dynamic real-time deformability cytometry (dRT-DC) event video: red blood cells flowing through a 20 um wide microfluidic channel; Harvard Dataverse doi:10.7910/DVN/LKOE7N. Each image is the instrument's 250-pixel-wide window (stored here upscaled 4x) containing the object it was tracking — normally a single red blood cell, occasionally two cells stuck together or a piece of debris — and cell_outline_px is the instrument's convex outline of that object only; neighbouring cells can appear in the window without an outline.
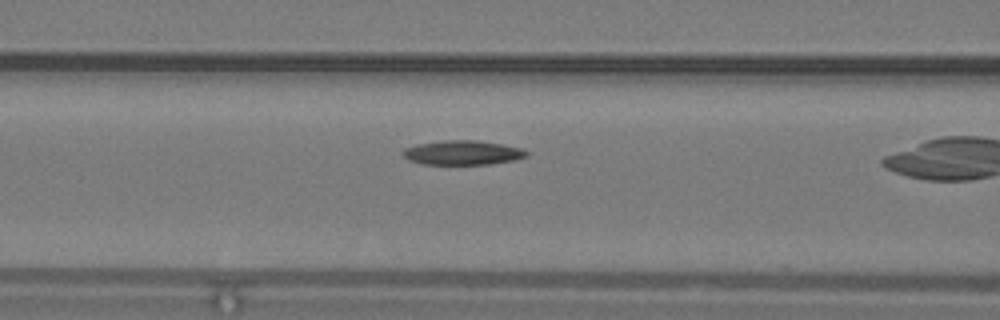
{"species": "common noctule bat (a hibernating species)", "species_latin": "Nyctalus noctula", "temperature_condition": "warm", "stored_images_in_passage": 25, "camera_frame_rate_fps": 3000, "um_per_image_px": 0.085, "animal": {"sex": "male", "body_mass_g": 19.2, "forearm_length_mm": 51.8}, "frame": {"image": 1, "passage_image": 18, "time_ms": 5.667, "image_size_px": [1000, 320], "cell_outline_px": [[528, 156], [512, 160], [488, 164], [424, 164], [408, 160], [400, 152], [404, 148], [416, 144], [444, 140], [476, 140], [524, 148], [528, 152]], "centroid_in_image_um": [39.29, 12.97], "position_along_channel_um": 127.3, "area_um2": 17.57}}